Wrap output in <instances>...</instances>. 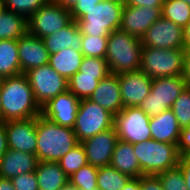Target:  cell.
<instances>
[{
	"instance_id": "obj_48",
	"label": "cell",
	"mask_w": 190,
	"mask_h": 190,
	"mask_svg": "<svg viewBox=\"0 0 190 190\" xmlns=\"http://www.w3.org/2000/svg\"><path fill=\"white\" fill-rule=\"evenodd\" d=\"M53 1L57 2L60 6L68 10H71L78 2V0H53Z\"/></svg>"
},
{
	"instance_id": "obj_38",
	"label": "cell",
	"mask_w": 190,
	"mask_h": 190,
	"mask_svg": "<svg viewBox=\"0 0 190 190\" xmlns=\"http://www.w3.org/2000/svg\"><path fill=\"white\" fill-rule=\"evenodd\" d=\"M11 180L15 190H39L35 172L22 173Z\"/></svg>"
},
{
	"instance_id": "obj_11",
	"label": "cell",
	"mask_w": 190,
	"mask_h": 190,
	"mask_svg": "<svg viewBox=\"0 0 190 190\" xmlns=\"http://www.w3.org/2000/svg\"><path fill=\"white\" fill-rule=\"evenodd\" d=\"M72 21L70 10L48 0L28 20V32L44 38L66 27Z\"/></svg>"
},
{
	"instance_id": "obj_4",
	"label": "cell",
	"mask_w": 190,
	"mask_h": 190,
	"mask_svg": "<svg viewBox=\"0 0 190 190\" xmlns=\"http://www.w3.org/2000/svg\"><path fill=\"white\" fill-rule=\"evenodd\" d=\"M142 175H157L174 168L179 163L177 145L153 139L133 144Z\"/></svg>"
},
{
	"instance_id": "obj_50",
	"label": "cell",
	"mask_w": 190,
	"mask_h": 190,
	"mask_svg": "<svg viewBox=\"0 0 190 190\" xmlns=\"http://www.w3.org/2000/svg\"><path fill=\"white\" fill-rule=\"evenodd\" d=\"M59 190H79V189L76 188V187H74V186H72V185L68 182L65 186L61 187Z\"/></svg>"
},
{
	"instance_id": "obj_6",
	"label": "cell",
	"mask_w": 190,
	"mask_h": 190,
	"mask_svg": "<svg viewBox=\"0 0 190 190\" xmlns=\"http://www.w3.org/2000/svg\"><path fill=\"white\" fill-rule=\"evenodd\" d=\"M185 50L142 46L140 70L151 79L182 75Z\"/></svg>"
},
{
	"instance_id": "obj_45",
	"label": "cell",
	"mask_w": 190,
	"mask_h": 190,
	"mask_svg": "<svg viewBox=\"0 0 190 190\" xmlns=\"http://www.w3.org/2000/svg\"><path fill=\"white\" fill-rule=\"evenodd\" d=\"M7 149V133L3 122L0 123V158L5 154Z\"/></svg>"
},
{
	"instance_id": "obj_14",
	"label": "cell",
	"mask_w": 190,
	"mask_h": 190,
	"mask_svg": "<svg viewBox=\"0 0 190 190\" xmlns=\"http://www.w3.org/2000/svg\"><path fill=\"white\" fill-rule=\"evenodd\" d=\"M123 108L139 107L141 102L151 92V79L141 70L118 75Z\"/></svg>"
},
{
	"instance_id": "obj_31",
	"label": "cell",
	"mask_w": 190,
	"mask_h": 190,
	"mask_svg": "<svg viewBox=\"0 0 190 190\" xmlns=\"http://www.w3.org/2000/svg\"><path fill=\"white\" fill-rule=\"evenodd\" d=\"M65 175L70 178L81 167L88 164L85 149L81 143L71 149L58 161Z\"/></svg>"
},
{
	"instance_id": "obj_3",
	"label": "cell",
	"mask_w": 190,
	"mask_h": 190,
	"mask_svg": "<svg viewBox=\"0 0 190 190\" xmlns=\"http://www.w3.org/2000/svg\"><path fill=\"white\" fill-rule=\"evenodd\" d=\"M141 39L120 29L110 33L107 41V61L110 73L122 74L140 70Z\"/></svg>"
},
{
	"instance_id": "obj_49",
	"label": "cell",
	"mask_w": 190,
	"mask_h": 190,
	"mask_svg": "<svg viewBox=\"0 0 190 190\" xmlns=\"http://www.w3.org/2000/svg\"><path fill=\"white\" fill-rule=\"evenodd\" d=\"M185 49L190 50V22L183 28Z\"/></svg>"
},
{
	"instance_id": "obj_36",
	"label": "cell",
	"mask_w": 190,
	"mask_h": 190,
	"mask_svg": "<svg viewBox=\"0 0 190 190\" xmlns=\"http://www.w3.org/2000/svg\"><path fill=\"white\" fill-rule=\"evenodd\" d=\"M171 110L181 128L190 124V87H186L173 103Z\"/></svg>"
},
{
	"instance_id": "obj_43",
	"label": "cell",
	"mask_w": 190,
	"mask_h": 190,
	"mask_svg": "<svg viewBox=\"0 0 190 190\" xmlns=\"http://www.w3.org/2000/svg\"><path fill=\"white\" fill-rule=\"evenodd\" d=\"M164 0H127L125 5L137 7H162Z\"/></svg>"
},
{
	"instance_id": "obj_32",
	"label": "cell",
	"mask_w": 190,
	"mask_h": 190,
	"mask_svg": "<svg viewBox=\"0 0 190 190\" xmlns=\"http://www.w3.org/2000/svg\"><path fill=\"white\" fill-rule=\"evenodd\" d=\"M98 170V167L87 164L69 178V183L79 190L97 189Z\"/></svg>"
},
{
	"instance_id": "obj_24",
	"label": "cell",
	"mask_w": 190,
	"mask_h": 190,
	"mask_svg": "<svg viewBox=\"0 0 190 190\" xmlns=\"http://www.w3.org/2000/svg\"><path fill=\"white\" fill-rule=\"evenodd\" d=\"M35 174L39 190H59L69 182L58 162L39 161Z\"/></svg>"
},
{
	"instance_id": "obj_20",
	"label": "cell",
	"mask_w": 190,
	"mask_h": 190,
	"mask_svg": "<svg viewBox=\"0 0 190 190\" xmlns=\"http://www.w3.org/2000/svg\"><path fill=\"white\" fill-rule=\"evenodd\" d=\"M38 163L34 154L8 148L0 158V177L12 179L22 173L35 172Z\"/></svg>"
},
{
	"instance_id": "obj_51",
	"label": "cell",
	"mask_w": 190,
	"mask_h": 190,
	"mask_svg": "<svg viewBox=\"0 0 190 190\" xmlns=\"http://www.w3.org/2000/svg\"><path fill=\"white\" fill-rule=\"evenodd\" d=\"M2 86V79L0 78V90ZM1 102V101H0ZM0 123H2V113H1V106H0Z\"/></svg>"
},
{
	"instance_id": "obj_23",
	"label": "cell",
	"mask_w": 190,
	"mask_h": 190,
	"mask_svg": "<svg viewBox=\"0 0 190 190\" xmlns=\"http://www.w3.org/2000/svg\"><path fill=\"white\" fill-rule=\"evenodd\" d=\"M133 144L117 140L110 166L131 178L141 177V168L137 156L134 154Z\"/></svg>"
},
{
	"instance_id": "obj_2",
	"label": "cell",
	"mask_w": 190,
	"mask_h": 190,
	"mask_svg": "<svg viewBox=\"0 0 190 190\" xmlns=\"http://www.w3.org/2000/svg\"><path fill=\"white\" fill-rule=\"evenodd\" d=\"M36 136L39 161L58 162L79 144L72 128L58 125L42 114L37 117Z\"/></svg>"
},
{
	"instance_id": "obj_40",
	"label": "cell",
	"mask_w": 190,
	"mask_h": 190,
	"mask_svg": "<svg viewBox=\"0 0 190 190\" xmlns=\"http://www.w3.org/2000/svg\"><path fill=\"white\" fill-rule=\"evenodd\" d=\"M177 150L180 155L190 154V124L185 128H181Z\"/></svg>"
},
{
	"instance_id": "obj_12",
	"label": "cell",
	"mask_w": 190,
	"mask_h": 190,
	"mask_svg": "<svg viewBox=\"0 0 190 190\" xmlns=\"http://www.w3.org/2000/svg\"><path fill=\"white\" fill-rule=\"evenodd\" d=\"M143 47L185 49L183 28L160 17L141 37Z\"/></svg>"
},
{
	"instance_id": "obj_7",
	"label": "cell",
	"mask_w": 190,
	"mask_h": 190,
	"mask_svg": "<svg viewBox=\"0 0 190 190\" xmlns=\"http://www.w3.org/2000/svg\"><path fill=\"white\" fill-rule=\"evenodd\" d=\"M187 87L182 75L153 79L151 92L141 102L139 108L150 118L171 109L175 100Z\"/></svg>"
},
{
	"instance_id": "obj_26",
	"label": "cell",
	"mask_w": 190,
	"mask_h": 190,
	"mask_svg": "<svg viewBox=\"0 0 190 190\" xmlns=\"http://www.w3.org/2000/svg\"><path fill=\"white\" fill-rule=\"evenodd\" d=\"M18 40H0V78L20 75Z\"/></svg>"
},
{
	"instance_id": "obj_17",
	"label": "cell",
	"mask_w": 190,
	"mask_h": 190,
	"mask_svg": "<svg viewBox=\"0 0 190 190\" xmlns=\"http://www.w3.org/2000/svg\"><path fill=\"white\" fill-rule=\"evenodd\" d=\"M161 16V7L124 5L119 29L141 39L149 27Z\"/></svg>"
},
{
	"instance_id": "obj_29",
	"label": "cell",
	"mask_w": 190,
	"mask_h": 190,
	"mask_svg": "<svg viewBox=\"0 0 190 190\" xmlns=\"http://www.w3.org/2000/svg\"><path fill=\"white\" fill-rule=\"evenodd\" d=\"M162 17L184 28L190 22V5L181 0H164Z\"/></svg>"
},
{
	"instance_id": "obj_13",
	"label": "cell",
	"mask_w": 190,
	"mask_h": 190,
	"mask_svg": "<svg viewBox=\"0 0 190 190\" xmlns=\"http://www.w3.org/2000/svg\"><path fill=\"white\" fill-rule=\"evenodd\" d=\"M4 126L7 133V146L9 149L36 155L37 117L25 120L6 121L4 122Z\"/></svg>"
},
{
	"instance_id": "obj_8",
	"label": "cell",
	"mask_w": 190,
	"mask_h": 190,
	"mask_svg": "<svg viewBox=\"0 0 190 190\" xmlns=\"http://www.w3.org/2000/svg\"><path fill=\"white\" fill-rule=\"evenodd\" d=\"M114 127V115L97 103L80 100L73 130L79 141L95 136Z\"/></svg>"
},
{
	"instance_id": "obj_18",
	"label": "cell",
	"mask_w": 190,
	"mask_h": 190,
	"mask_svg": "<svg viewBox=\"0 0 190 190\" xmlns=\"http://www.w3.org/2000/svg\"><path fill=\"white\" fill-rule=\"evenodd\" d=\"M18 57L21 73L49 64L50 54L42 38L30 34L28 31L18 39Z\"/></svg>"
},
{
	"instance_id": "obj_46",
	"label": "cell",
	"mask_w": 190,
	"mask_h": 190,
	"mask_svg": "<svg viewBox=\"0 0 190 190\" xmlns=\"http://www.w3.org/2000/svg\"><path fill=\"white\" fill-rule=\"evenodd\" d=\"M122 190H142L141 188V177L131 178Z\"/></svg>"
},
{
	"instance_id": "obj_21",
	"label": "cell",
	"mask_w": 190,
	"mask_h": 190,
	"mask_svg": "<svg viewBox=\"0 0 190 190\" xmlns=\"http://www.w3.org/2000/svg\"><path fill=\"white\" fill-rule=\"evenodd\" d=\"M42 41L49 54L58 53L66 48L81 52L82 34L77 22L72 20L66 27L42 38Z\"/></svg>"
},
{
	"instance_id": "obj_15",
	"label": "cell",
	"mask_w": 190,
	"mask_h": 190,
	"mask_svg": "<svg viewBox=\"0 0 190 190\" xmlns=\"http://www.w3.org/2000/svg\"><path fill=\"white\" fill-rule=\"evenodd\" d=\"M80 100L69 90L49 100L41 107V114L58 125L73 129Z\"/></svg>"
},
{
	"instance_id": "obj_39",
	"label": "cell",
	"mask_w": 190,
	"mask_h": 190,
	"mask_svg": "<svg viewBox=\"0 0 190 190\" xmlns=\"http://www.w3.org/2000/svg\"><path fill=\"white\" fill-rule=\"evenodd\" d=\"M100 1L101 0H78L75 6L70 10L72 20L77 21L80 19L84 14L88 13V10L96 7Z\"/></svg>"
},
{
	"instance_id": "obj_27",
	"label": "cell",
	"mask_w": 190,
	"mask_h": 190,
	"mask_svg": "<svg viewBox=\"0 0 190 190\" xmlns=\"http://www.w3.org/2000/svg\"><path fill=\"white\" fill-rule=\"evenodd\" d=\"M28 31L27 20L13 11L0 9V40H18Z\"/></svg>"
},
{
	"instance_id": "obj_10",
	"label": "cell",
	"mask_w": 190,
	"mask_h": 190,
	"mask_svg": "<svg viewBox=\"0 0 190 190\" xmlns=\"http://www.w3.org/2000/svg\"><path fill=\"white\" fill-rule=\"evenodd\" d=\"M25 75L40 107L68 90V80L57 73L49 64L33 68Z\"/></svg>"
},
{
	"instance_id": "obj_34",
	"label": "cell",
	"mask_w": 190,
	"mask_h": 190,
	"mask_svg": "<svg viewBox=\"0 0 190 190\" xmlns=\"http://www.w3.org/2000/svg\"><path fill=\"white\" fill-rule=\"evenodd\" d=\"M108 37L82 35L81 52L86 57L105 58Z\"/></svg>"
},
{
	"instance_id": "obj_1",
	"label": "cell",
	"mask_w": 190,
	"mask_h": 190,
	"mask_svg": "<svg viewBox=\"0 0 190 190\" xmlns=\"http://www.w3.org/2000/svg\"><path fill=\"white\" fill-rule=\"evenodd\" d=\"M2 123L10 120H25L38 117L41 107L25 74L2 79L0 90Z\"/></svg>"
},
{
	"instance_id": "obj_25",
	"label": "cell",
	"mask_w": 190,
	"mask_h": 190,
	"mask_svg": "<svg viewBox=\"0 0 190 190\" xmlns=\"http://www.w3.org/2000/svg\"><path fill=\"white\" fill-rule=\"evenodd\" d=\"M84 55L71 48H66L55 54H50L49 65L60 75L69 80L76 74L82 63Z\"/></svg>"
},
{
	"instance_id": "obj_37",
	"label": "cell",
	"mask_w": 190,
	"mask_h": 190,
	"mask_svg": "<svg viewBox=\"0 0 190 190\" xmlns=\"http://www.w3.org/2000/svg\"><path fill=\"white\" fill-rule=\"evenodd\" d=\"M157 176L161 181L163 190H188L184 175L178 165L157 174Z\"/></svg>"
},
{
	"instance_id": "obj_41",
	"label": "cell",
	"mask_w": 190,
	"mask_h": 190,
	"mask_svg": "<svg viewBox=\"0 0 190 190\" xmlns=\"http://www.w3.org/2000/svg\"><path fill=\"white\" fill-rule=\"evenodd\" d=\"M141 188L142 190H163L161 181L157 175H142Z\"/></svg>"
},
{
	"instance_id": "obj_35",
	"label": "cell",
	"mask_w": 190,
	"mask_h": 190,
	"mask_svg": "<svg viewBox=\"0 0 190 190\" xmlns=\"http://www.w3.org/2000/svg\"><path fill=\"white\" fill-rule=\"evenodd\" d=\"M79 72L82 75L96 76L97 80H102L110 74L105 58L86 56L82 59Z\"/></svg>"
},
{
	"instance_id": "obj_22",
	"label": "cell",
	"mask_w": 190,
	"mask_h": 190,
	"mask_svg": "<svg viewBox=\"0 0 190 190\" xmlns=\"http://www.w3.org/2000/svg\"><path fill=\"white\" fill-rule=\"evenodd\" d=\"M149 127L153 140L178 144L181 127L171 109H167L161 114L151 117Z\"/></svg>"
},
{
	"instance_id": "obj_44",
	"label": "cell",
	"mask_w": 190,
	"mask_h": 190,
	"mask_svg": "<svg viewBox=\"0 0 190 190\" xmlns=\"http://www.w3.org/2000/svg\"><path fill=\"white\" fill-rule=\"evenodd\" d=\"M183 79L187 87H190V50H185L184 58H183V71H182Z\"/></svg>"
},
{
	"instance_id": "obj_19",
	"label": "cell",
	"mask_w": 190,
	"mask_h": 190,
	"mask_svg": "<svg viewBox=\"0 0 190 190\" xmlns=\"http://www.w3.org/2000/svg\"><path fill=\"white\" fill-rule=\"evenodd\" d=\"M89 100L108 110L114 116L120 112L123 109V102L118 75L110 73L100 80Z\"/></svg>"
},
{
	"instance_id": "obj_33",
	"label": "cell",
	"mask_w": 190,
	"mask_h": 190,
	"mask_svg": "<svg viewBox=\"0 0 190 190\" xmlns=\"http://www.w3.org/2000/svg\"><path fill=\"white\" fill-rule=\"evenodd\" d=\"M48 0H3L2 7L28 20Z\"/></svg>"
},
{
	"instance_id": "obj_53",
	"label": "cell",
	"mask_w": 190,
	"mask_h": 190,
	"mask_svg": "<svg viewBox=\"0 0 190 190\" xmlns=\"http://www.w3.org/2000/svg\"><path fill=\"white\" fill-rule=\"evenodd\" d=\"M116 1H121L123 3H126L127 0H116Z\"/></svg>"
},
{
	"instance_id": "obj_16",
	"label": "cell",
	"mask_w": 190,
	"mask_h": 190,
	"mask_svg": "<svg viewBox=\"0 0 190 190\" xmlns=\"http://www.w3.org/2000/svg\"><path fill=\"white\" fill-rule=\"evenodd\" d=\"M117 140V133L113 127L81 142L88 164L98 168L109 166Z\"/></svg>"
},
{
	"instance_id": "obj_47",
	"label": "cell",
	"mask_w": 190,
	"mask_h": 190,
	"mask_svg": "<svg viewBox=\"0 0 190 190\" xmlns=\"http://www.w3.org/2000/svg\"><path fill=\"white\" fill-rule=\"evenodd\" d=\"M0 190H15L12 180L0 177Z\"/></svg>"
},
{
	"instance_id": "obj_42",
	"label": "cell",
	"mask_w": 190,
	"mask_h": 190,
	"mask_svg": "<svg viewBox=\"0 0 190 190\" xmlns=\"http://www.w3.org/2000/svg\"><path fill=\"white\" fill-rule=\"evenodd\" d=\"M178 166L184 175L186 187L190 190V154H181Z\"/></svg>"
},
{
	"instance_id": "obj_5",
	"label": "cell",
	"mask_w": 190,
	"mask_h": 190,
	"mask_svg": "<svg viewBox=\"0 0 190 190\" xmlns=\"http://www.w3.org/2000/svg\"><path fill=\"white\" fill-rule=\"evenodd\" d=\"M124 5L121 1L101 0L76 21L81 34L109 37L111 32L120 28Z\"/></svg>"
},
{
	"instance_id": "obj_28",
	"label": "cell",
	"mask_w": 190,
	"mask_h": 190,
	"mask_svg": "<svg viewBox=\"0 0 190 190\" xmlns=\"http://www.w3.org/2000/svg\"><path fill=\"white\" fill-rule=\"evenodd\" d=\"M130 179L129 175L119 172L110 165L99 167L97 188L99 190H122Z\"/></svg>"
},
{
	"instance_id": "obj_30",
	"label": "cell",
	"mask_w": 190,
	"mask_h": 190,
	"mask_svg": "<svg viewBox=\"0 0 190 190\" xmlns=\"http://www.w3.org/2000/svg\"><path fill=\"white\" fill-rule=\"evenodd\" d=\"M99 82L96 76L82 75L78 71L68 80V90L79 100L89 99Z\"/></svg>"
},
{
	"instance_id": "obj_9",
	"label": "cell",
	"mask_w": 190,
	"mask_h": 190,
	"mask_svg": "<svg viewBox=\"0 0 190 190\" xmlns=\"http://www.w3.org/2000/svg\"><path fill=\"white\" fill-rule=\"evenodd\" d=\"M150 117L139 107H125L114 116V127L119 140L131 144L152 139Z\"/></svg>"
},
{
	"instance_id": "obj_52",
	"label": "cell",
	"mask_w": 190,
	"mask_h": 190,
	"mask_svg": "<svg viewBox=\"0 0 190 190\" xmlns=\"http://www.w3.org/2000/svg\"><path fill=\"white\" fill-rule=\"evenodd\" d=\"M181 1L186 2L187 4L190 5V0H181Z\"/></svg>"
}]
</instances>
